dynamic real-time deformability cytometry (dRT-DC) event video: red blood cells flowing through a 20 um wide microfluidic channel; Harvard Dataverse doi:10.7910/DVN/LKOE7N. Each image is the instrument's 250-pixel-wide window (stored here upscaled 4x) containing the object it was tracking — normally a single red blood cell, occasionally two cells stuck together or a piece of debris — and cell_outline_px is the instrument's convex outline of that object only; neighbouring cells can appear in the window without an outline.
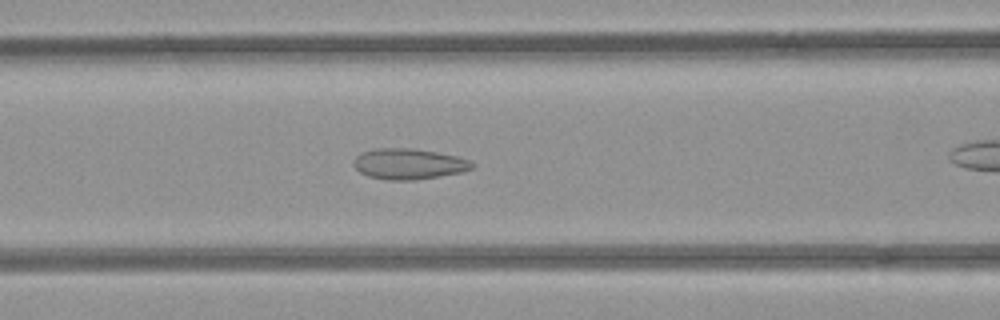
{"species": "common noctule bat (a hibernating species)", "species_latin": "Nyctalus noctula", "temperature_condition": "room temperature", "stored_images_in_passage": 30, "segment_of_instrument_passage": [1, 2], "camera_frame_rate_fps": 3000, "um_per_image_px": 0.085, "animal": {"sex": "female", "body_mass_g": 21.9}, "frame": {"image": 1, "passage_image": 10, "time_ms": 3.0, "image_size_px": [1000, 320], "cell_outline_px": [[476, 164], [472, 168], [460, 172], [440, 176], [416, 180], [388, 180], [368, 176], [360, 172], [352, 164], [356, 156], [364, 152], [376, 148], [412, 148], [436, 152], [456, 156], [468, 160]], "centroid_in_image_um": [34.73, 13.93], "position_along_channel_um": 131.9, "area_um2": 21.1}}
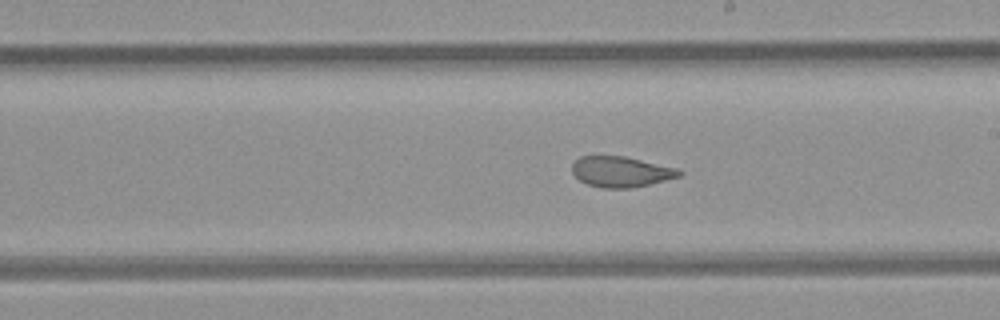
{"frame": {"image": 2, "passage_image": 18, "time_ms": 5.667, "image_size_px": [1000, 320], "cell_outline_px": [[684, 172], [680, 176], [648, 184], [628, 188], [600, 188], [588, 184], [580, 180], [572, 172], [572, 164], [580, 156], [624, 156], [680, 168]], "centroid_in_image_um": [52.8, 14.59], "position_along_channel_um": 236.2, "area_um2": 19.07}}
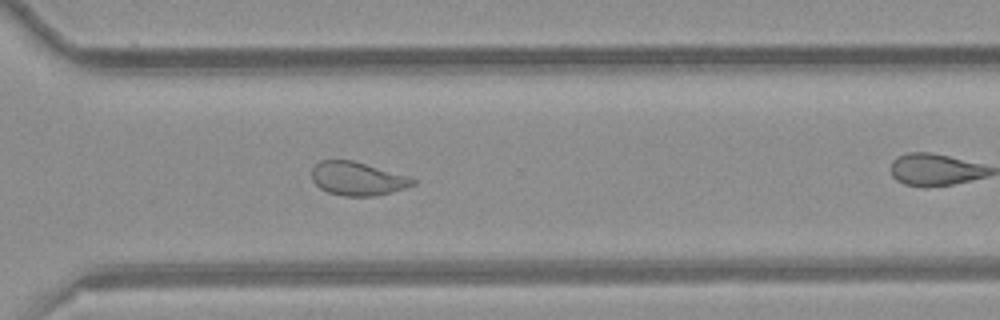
{"frame": {"image": 3, "passage_image": 26, "time_ms": 8.333, "image_size_px": [1000, 320], "cell_outline_px": [[416, 184], [392, 192], [376, 196], [344, 196], [328, 192], [320, 188], [312, 180], [312, 168], [320, 160], [352, 160], [408, 176], [416, 180]], "centroid_in_image_um": [30.38, 15.19], "position_along_channel_um": 340.2, "area_um2": 19.65}}